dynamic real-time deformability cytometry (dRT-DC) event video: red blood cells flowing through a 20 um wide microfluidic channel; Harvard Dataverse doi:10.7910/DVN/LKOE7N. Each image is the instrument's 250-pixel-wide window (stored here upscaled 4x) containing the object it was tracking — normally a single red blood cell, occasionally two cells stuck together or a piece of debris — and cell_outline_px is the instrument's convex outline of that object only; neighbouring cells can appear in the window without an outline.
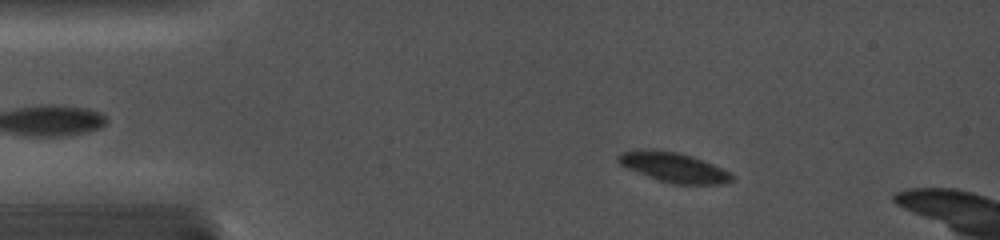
{"species": "common noctule bat (a hibernating species)", "species_latin": "Nyctalus noctula", "temperature_condition": "cold", "stored_images_in_passage": 44, "segment_of_instrument_passage": [1, 2], "camera_frame_rate_fps": 5000, "um_per_image_px": 0.085, "animal": {"sex": "female", "body_mass_g": 19.0, "forearm_length_mm": 56.7}, "frame": {"image": 1, "passage_image": 8, "time_ms": 2.6, "image_size_px": [1000, 240], "cell_outline_px": [[736, 176], [732, 180], [724, 184], [672, 184], [660, 180], [628, 168], [620, 164], [616, 160], [616, 156], [620, 152], [644, 148], [652, 148], [676, 152], [692, 156], [712, 164]], "centroid_in_image_um": [57.23, 14.2], "position_along_channel_um": 27.8, "area_um2": 19.65}}
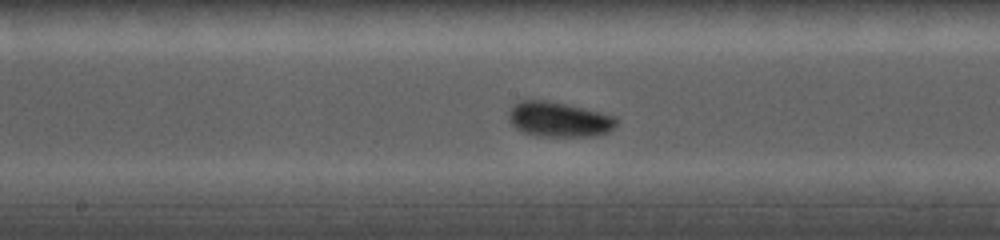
{"frame": {"image": 2, "passage_image": 25, "time_ms": 8.4, "image_size_px": [1000, 240], "cell_outline_px": [[616, 124], [608, 132], [596, 136], [536, 136], [524, 132], [516, 128], [508, 120], [508, 112], [520, 100], [544, 100], [564, 104], [600, 112], [616, 116]], "centroid_in_image_um": [47.49, 10.16], "position_along_channel_um": 200.7, "area_um2": 21.73}}
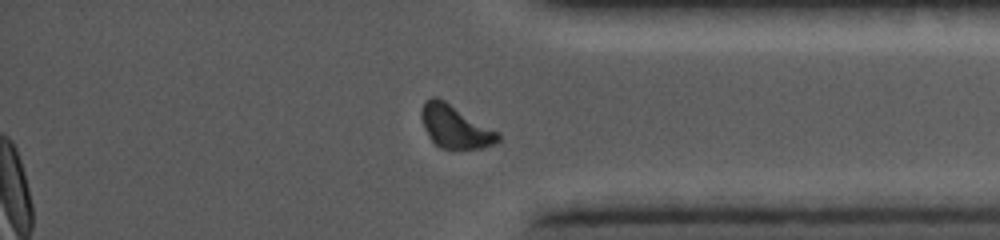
{"frame": {"image": 3, "passage_image": 39, "time_ms": 13.4, "image_size_px": [1000, 240], "cell_outline_px": [[500, 140], [484, 148], [440, 148], [432, 140], [420, 116], [420, 108], [432, 96], [436, 96], [444, 100], [500, 132]], "centroid_in_image_um": [38.71, 10.75], "position_along_channel_um": 396.5, "area_um2": 18.9}}